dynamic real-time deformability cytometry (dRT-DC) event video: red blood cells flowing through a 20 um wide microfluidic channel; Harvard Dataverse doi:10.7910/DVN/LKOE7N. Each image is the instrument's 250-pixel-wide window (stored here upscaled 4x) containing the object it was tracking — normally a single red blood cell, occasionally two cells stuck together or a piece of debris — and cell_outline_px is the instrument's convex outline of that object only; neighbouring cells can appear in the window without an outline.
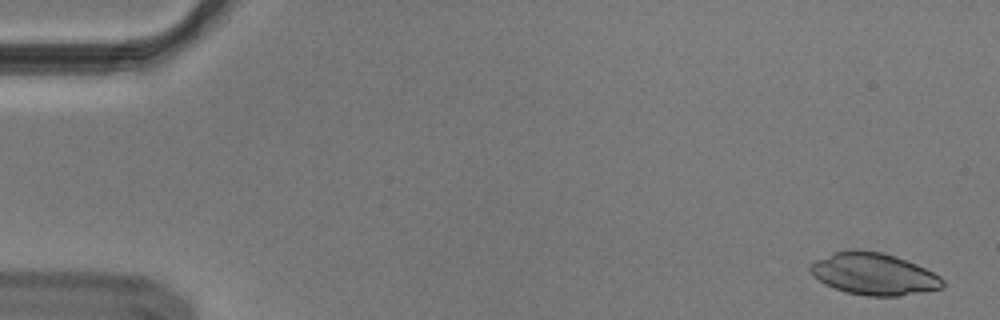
{"species": "Egyptian fruit bat (a non-hibernating species)", "species_latin": "Rousettus aegyptiacus", "temperature_condition": "cold", "stored_images_in_passage": 54, "camera_frame_rate_fps": 3000, "um_per_image_px": 0.085, "animal": {"sex": "male"}, "frame": {"image": 1, "passage_image": 2, "time_ms": 0.333, "image_size_px": [1000, 320], "cell_outline_px": [[944, 288], [900, 296], [868, 296], [844, 292], [824, 284], [812, 276], [808, 268], [816, 260], [836, 252], [880, 252], [896, 256], [916, 264], [940, 276], [944, 280]], "centroid_in_image_um": [74.29, 23.33], "position_along_channel_um": 10.7, "area_um2": 31.85}}
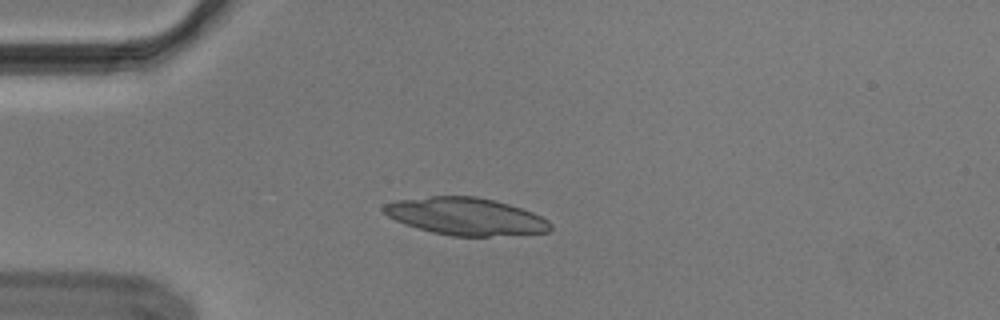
{"frame": {"image": 2, "passage_image": 14, "time_ms": 4.333, "image_size_px": [1000, 320], "cell_outline_px": [[552, 228], [548, 232], [488, 236], [452, 236], [432, 232], [396, 220], [388, 216], [380, 208], [384, 204], [396, 200], [428, 196], [476, 196], [508, 204], [532, 212], [548, 220], [552, 224]], "centroid_in_image_um": [39.58, 18.38], "position_along_channel_um": 45.4, "area_um2": 36.01}}
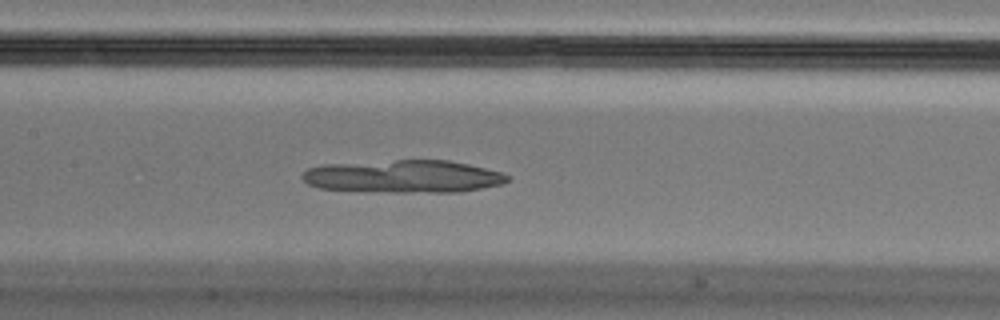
{"frame": {"image": 3, "passage_image": 26, "time_ms": 8.333, "image_size_px": [1000, 320], "cell_outline_px": [[512, 176], [508, 180], [500, 184], [460, 192], [392, 192], [320, 188], [308, 184], [300, 176], [308, 168], [320, 164], [396, 160], [448, 160], [468, 164], [500, 172]], "centroid_in_image_um": [34.27, 14.99], "position_along_channel_um": 173.1, "area_um2": 38.96}}